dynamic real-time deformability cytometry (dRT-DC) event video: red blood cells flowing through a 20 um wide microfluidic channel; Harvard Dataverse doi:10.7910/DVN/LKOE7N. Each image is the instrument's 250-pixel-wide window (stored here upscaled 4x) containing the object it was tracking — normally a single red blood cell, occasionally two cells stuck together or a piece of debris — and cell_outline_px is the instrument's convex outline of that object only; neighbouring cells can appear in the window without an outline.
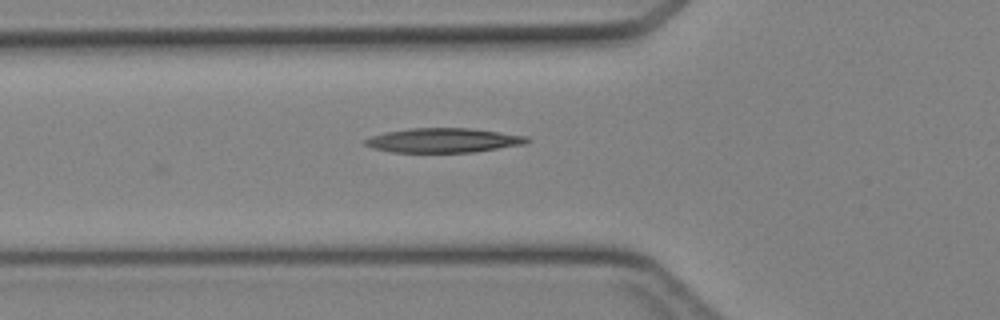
{"species": "Egyptian fruit bat (a non-hibernating species)", "species_latin": "Rousettus aegyptiacus", "temperature_condition": "cold", "stored_images_in_passage": 32, "camera_frame_rate_fps": 3000, "um_per_image_px": 0.085, "animal": {"sex": "female"}, "frame": {"image": 1, "passage_image": 2, "time_ms": 0.333, "image_size_px": [1000, 320], "cell_outline_px": [[532, 140], [524, 144], [472, 152], [392, 152], [372, 148], [364, 144], [364, 140], [372, 136], [384, 132], [408, 128], [472, 128], [528, 136]], "centroid_in_image_um": [37.69, 11.92], "position_along_channel_um": 88.1, "area_um2": 23.06}}
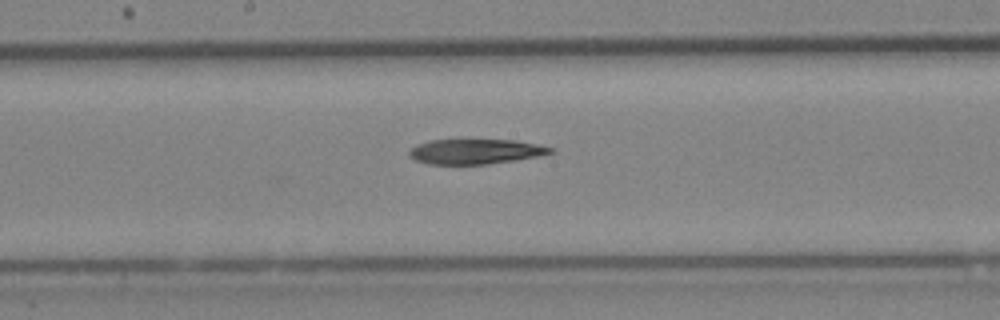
{"frame": {"image": 2, "passage_image": 10, "time_ms": 3.0, "image_size_px": [1000, 320], "cell_outline_px": [[556, 152], [536, 156], [488, 164], [428, 164], [416, 160], [408, 152], [416, 144], [432, 140], [516, 140], [536, 144], [552, 148]], "centroid_in_image_um": [40.41, 12.87], "position_along_channel_um": 207.8, "area_um2": 20.23}}
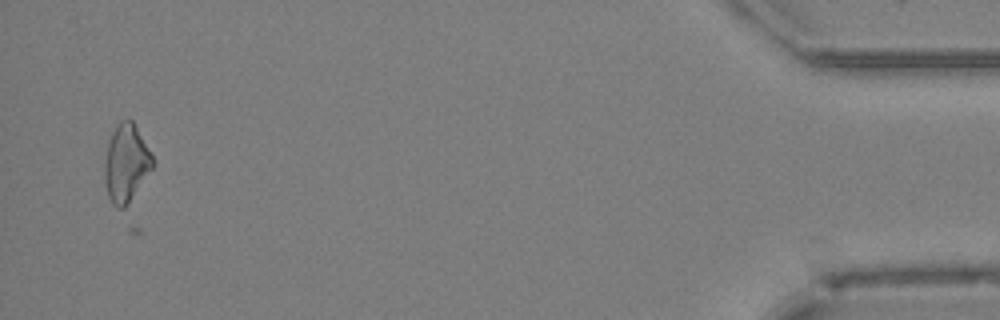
{"frame": {"image": 3, "passage_image": 30, "time_ms": 9.667, "image_size_px": [1000, 320], "cell_outline_px": [[152, 168], [124, 208], [116, 208], [112, 204], [108, 196], [104, 176], [104, 160], [108, 140], [116, 124], [120, 120], [128, 116], [132, 120], [152, 156]], "centroid_in_image_um": [10.67, 13.83], "position_along_channel_um": 424.5, "area_um2": 21.5}}